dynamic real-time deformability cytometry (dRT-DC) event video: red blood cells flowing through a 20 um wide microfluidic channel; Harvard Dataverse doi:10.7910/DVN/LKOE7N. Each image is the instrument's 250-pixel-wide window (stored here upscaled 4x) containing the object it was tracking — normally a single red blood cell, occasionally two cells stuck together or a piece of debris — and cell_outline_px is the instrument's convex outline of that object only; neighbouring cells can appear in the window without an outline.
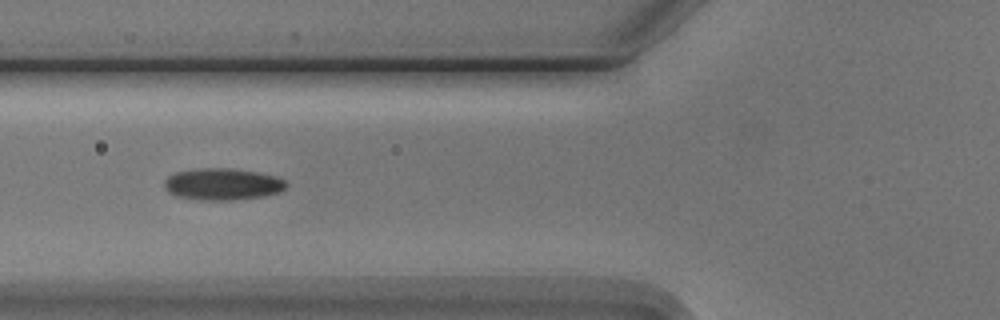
{"species": "Egyptian fruit bat (a non-hibernating species)", "species_latin": "Rousettus aegyptiacus", "temperature_condition": "cold", "stored_images_in_passage": 5, "camera_frame_rate_fps": 3000, "um_per_image_px": 0.085, "animal": {"sex": "male"}, "frame": {"image": 1, "passage_image": 5, "time_ms": 4.667, "image_size_px": [1000, 320], "cell_outline_px": [[288, 184], [280, 192], [264, 196], [232, 200], [200, 200], [176, 196], [168, 192], [164, 188], [164, 180], [168, 176], [176, 172], [196, 168], [232, 168], [256, 172], [276, 176], [284, 180]], "centroid_in_image_um": [18.89, 15.65], "position_along_channel_um": 106.9, "area_um2": 22.72}}